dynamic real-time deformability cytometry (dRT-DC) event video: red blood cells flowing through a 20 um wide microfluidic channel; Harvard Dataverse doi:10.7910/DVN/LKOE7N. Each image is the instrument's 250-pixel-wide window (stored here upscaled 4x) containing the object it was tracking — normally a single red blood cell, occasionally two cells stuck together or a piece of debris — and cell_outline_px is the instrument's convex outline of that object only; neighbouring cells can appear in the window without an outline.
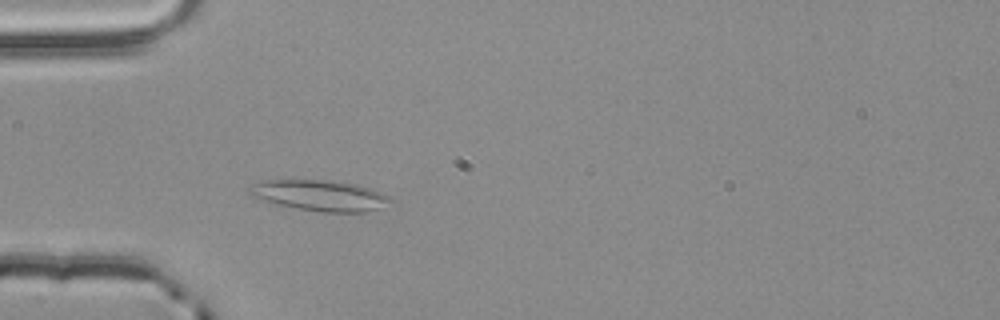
{"species": "common noctule bat (a hibernating species)", "species_latin": "Nyctalus noctula", "temperature_condition": "room temperature", "stored_images_in_passage": 1, "camera_frame_rate_fps": 3000, "um_per_image_px": 0.085, "animal": {"sex": "male", "body_mass_g": 20.4}, "frame": {"image": 1, "passage_image": 1, "time_ms": 0.0, "image_size_px": [1000, 320], "cell_outline_px": [[392, 200], [368, 212], [320, 212], [296, 208], [276, 204], [252, 196], [248, 192], [248, 188], [264, 180], [332, 180], [360, 184], [384, 192]], "centroid_in_image_um": [27.22, 16.6], "position_along_channel_um": 57.8, "area_um2": 25.26}}